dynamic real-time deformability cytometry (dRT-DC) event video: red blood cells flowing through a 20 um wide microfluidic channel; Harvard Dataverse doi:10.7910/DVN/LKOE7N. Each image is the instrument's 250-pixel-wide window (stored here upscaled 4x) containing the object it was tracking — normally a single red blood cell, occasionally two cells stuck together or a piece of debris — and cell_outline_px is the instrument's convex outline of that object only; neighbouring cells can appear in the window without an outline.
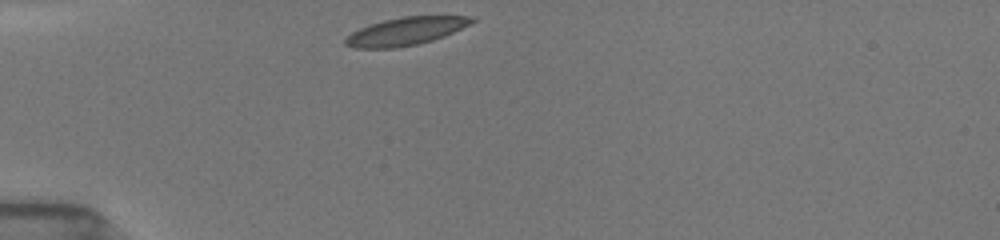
{"species": "common noctule bat (a hibernating species)", "species_latin": "Nyctalus noctula", "temperature_condition": "room temperature", "stored_images_in_passage": 31, "camera_frame_rate_fps": 3000, "um_per_image_px": 0.085, "animal": {"sex": "female", "body_mass_g": 19.5, "forearm_length_mm": 54.1}, "frame": {"image": 1, "passage_image": 1, "time_ms": 0.0, "image_size_px": [1000, 240], "cell_outline_px": [[476, 20], [444, 36], [432, 40], [416, 44], [396, 48], [352, 48], [344, 44], [344, 40], [352, 32], [360, 28], [384, 20], [404, 16], [476, 16]], "centroid_in_image_um": [34.47, 2.66], "position_along_channel_um": 50.5, "area_um2": 20.29}}
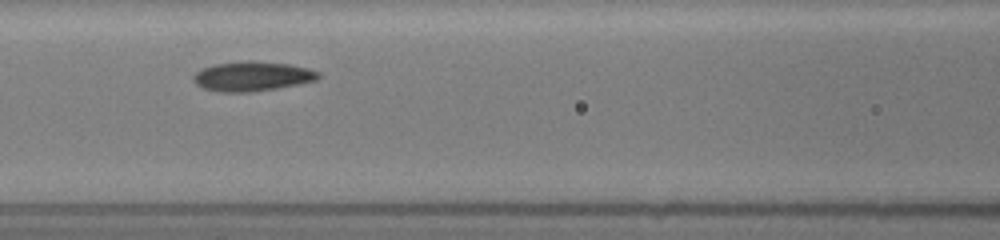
{"frame": {"image": 2, "passage_image": 10, "time_ms": 3.0, "image_size_px": [1000, 240], "cell_outline_px": [[320, 76], [316, 80], [300, 84], [252, 92], [220, 92], [200, 88], [192, 80], [192, 76], [200, 68], [216, 64], [244, 60], [252, 60], [288, 64], [308, 68], [320, 72]], "centroid_in_image_um": [21.4, 6.48], "position_along_channel_um": 145.2, "area_um2": 21.85}}
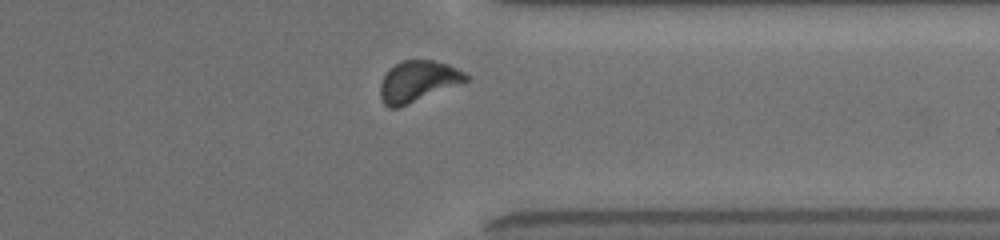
{"frame": {"image": 3, "passage_image": 28, "time_ms": 9.0, "image_size_px": [1000, 240], "cell_outline_px": [[468, 80], [400, 108], [388, 108], [384, 104], [380, 96], [380, 84], [384, 76], [396, 64], [404, 60], [432, 60], [448, 64], [464, 72], [468, 76]], "centroid_in_image_um": [35.5, 6.93], "position_along_channel_um": 375.9, "area_um2": 20.23}, "authors_computed_cell_mechanics": {"area_um2": 20.7502, "velocity_mm_per_s": 3.8684, "shape_relaxation_time_tau1_ms": 2.688, "shape_relaxation_time_tau2_ms": 2.7497, "deformation_change_tau1": 0.1312, "deformation_change_tau2": 0.0886}}